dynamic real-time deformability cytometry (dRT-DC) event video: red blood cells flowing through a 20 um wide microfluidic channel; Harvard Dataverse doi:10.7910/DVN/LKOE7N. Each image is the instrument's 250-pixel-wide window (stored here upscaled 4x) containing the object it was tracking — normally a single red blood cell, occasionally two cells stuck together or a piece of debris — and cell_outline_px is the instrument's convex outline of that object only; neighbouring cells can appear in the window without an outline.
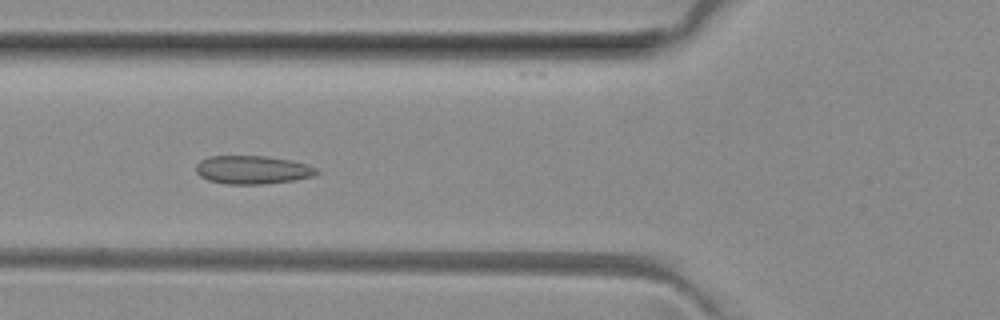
{"species": "common noctule bat (a hibernating species)", "species_latin": "Nyctalus noctula", "temperature_condition": "room temperature", "stored_images_in_passage": 36, "camera_frame_rate_fps": 3000, "um_per_image_px": 0.085, "animal": {"sex": "female", "body_mass_g": 29.2, "forearm_length_mm": 56.3}, "frame": {"image": 1, "passage_image": 4, "time_ms": 1.0, "image_size_px": [1000, 320], "cell_outline_px": [[320, 172], [312, 176], [296, 180], [260, 184], [224, 184], [208, 180], [200, 176], [196, 172], [196, 164], [200, 160], [208, 156], [264, 156], [292, 160], [316, 168]], "centroid_in_image_um": [21.43, 14.43], "position_along_channel_um": 104.4, "area_um2": 19.94}}
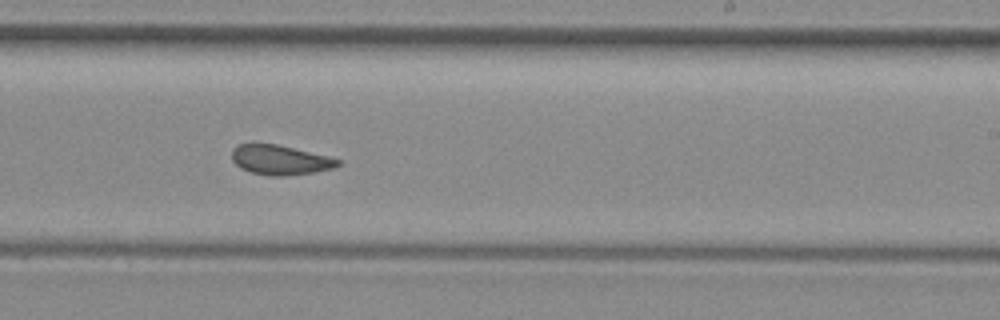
{"frame": {"image": 2, "passage_image": 16, "time_ms": 5.0, "image_size_px": [1000, 320], "cell_outline_px": [[340, 164], [332, 168], [312, 172], [284, 176], [272, 176], [252, 172], [240, 168], [232, 160], [232, 148], [236, 144], [252, 140], [276, 144], [328, 156], [340, 160]], "centroid_in_image_um": [23.7, 13.54], "position_along_channel_um": 265.3, "area_um2": 18.67}}
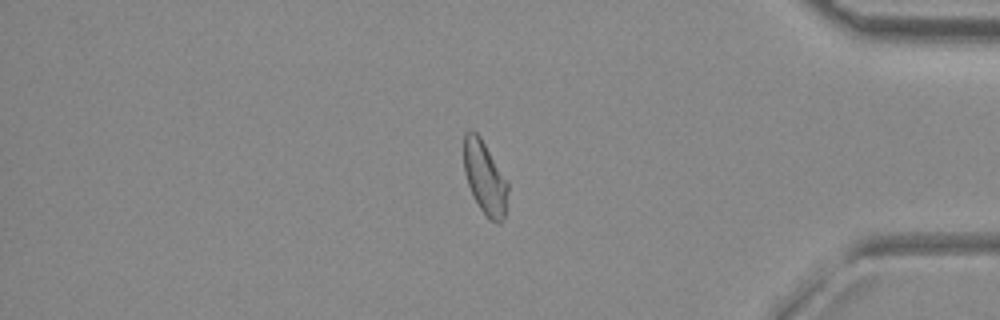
{"frame": {"image": 3, "passage_image": 28, "time_ms": 9.0, "image_size_px": [1000, 320], "cell_outline_px": [[508, 192], [504, 216], [500, 224], [496, 224], [480, 208], [468, 184], [464, 172], [464, 132], [468, 128], [472, 128], [480, 136], [508, 180]], "centroid_in_image_um": [41.21, 15.04], "position_along_channel_um": 394.0, "area_um2": 18.79}, "authors_computed_cell_mechanics": {"area_um2": 19.0162, "velocity_mm_per_s": 4.0288, "shape_relaxation_time_tau1_ms": null, "shape_relaxation_time_tau2_ms": 1.8296, "deformation_change_tau1": null, "deformation_change_tau2": 0.0594}}